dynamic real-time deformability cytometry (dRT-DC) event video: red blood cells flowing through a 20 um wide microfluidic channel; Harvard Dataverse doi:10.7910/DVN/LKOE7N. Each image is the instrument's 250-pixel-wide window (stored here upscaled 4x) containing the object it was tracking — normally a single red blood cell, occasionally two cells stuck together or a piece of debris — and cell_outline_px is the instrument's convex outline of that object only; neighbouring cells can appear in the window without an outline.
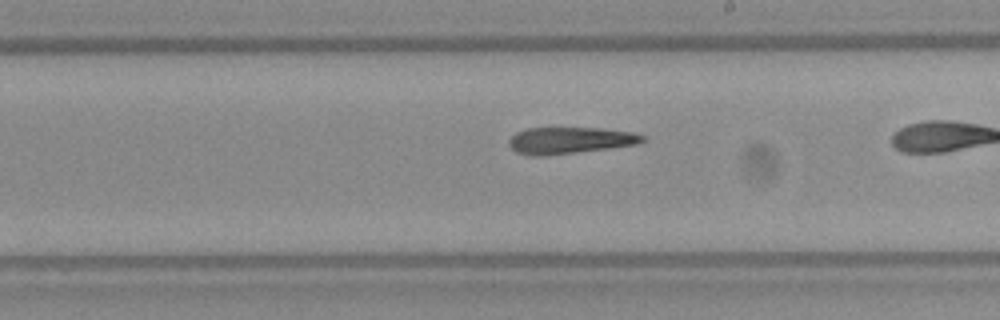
{"species": "Egyptian fruit bat (a non-hibernating species)", "species_latin": "Rousettus aegyptiacus", "temperature_condition": "warm", "stored_images_in_passage": 37, "camera_frame_rate_fps": 3000, "um_per_image_px": 0.085, "frame": {"image": 1, "passage_image": 27, "time_ms": 8.667, "image_size_px": [1000, 320], "cell_outline_px": [[644, 140], [636, 144], [608, 148], [544, 156], [528, 156], [516, 152], [508, 144], [508, 140], [516, 132], [524, 128], [600, 128], [632, 132], [644, 136]], "centroid_in_image_um": [48.37, 11.93], "position_along_channel_um": 240.6, "area_um2": 20.63}}